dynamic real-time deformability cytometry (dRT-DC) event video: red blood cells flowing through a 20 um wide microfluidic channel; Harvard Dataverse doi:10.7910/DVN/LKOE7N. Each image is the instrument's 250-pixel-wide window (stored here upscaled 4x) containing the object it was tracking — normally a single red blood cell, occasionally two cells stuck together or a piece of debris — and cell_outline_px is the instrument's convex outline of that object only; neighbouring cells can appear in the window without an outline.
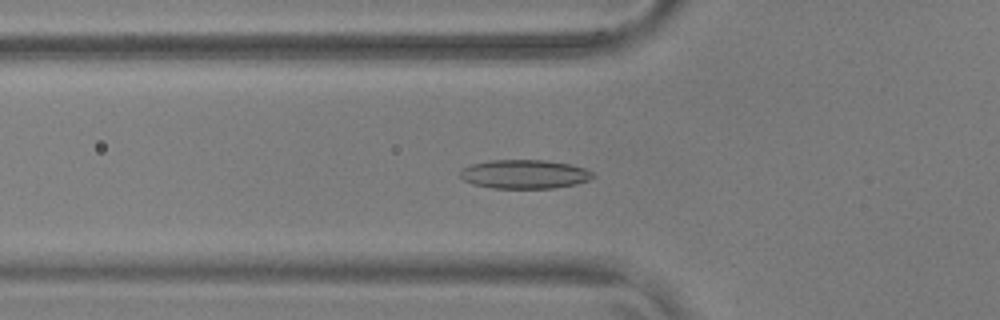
{"species": "common noctule bat (a hibernating species)", "species_latin": "Nyctalus noctula", "temperature_condition": "warm", "stored_images_in_passage": 56, "camera_frame_rate_fps": 3000, "um_per_image_px": 0.085, "animal": {"sex": "male", "body_mass_g": 17.9, "forearm_length_mm": 54.2}, "frame": {"image": 1, "passage_image": 20, "time_ms": 6.333, "image_size_px": [1000, 320], "cell_outline_px": [[596, 176], [588, 180], [576, 184], [552, 188], [492, 188], [472, 184], [464, 180], [460, 176], [460, 172], [464, 168], [472, 164], [488, 160], [544, 160], [568, 164], [584, 168], [596, 172]], "centroid_in_image_um": [44.6, 14.8], "position_along_channel_um": 81.2, "area_um2": 22.37}}
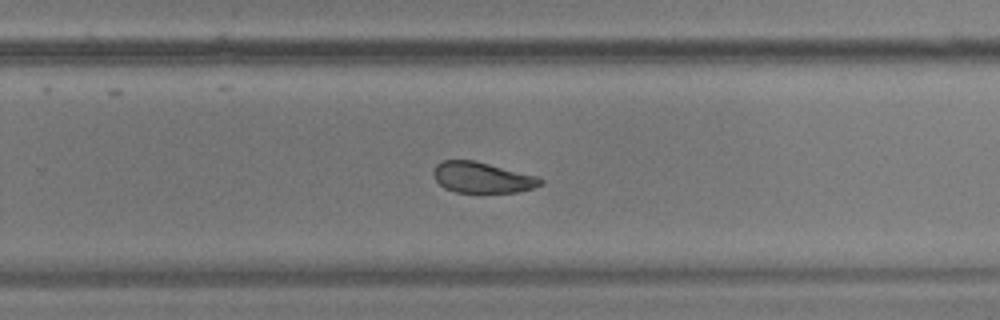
{"frame": {"image": 2, "passage_image": 37, "time_ms": 12.0, "image_size_px": [1000, 320], "cell_outline_px": [[544, 184], [532, 188], [516, 192], [456, 192], [444, 188], [432, 176], [432, 172], [436, 164], [444, 160], [472, 160], [536, 176], [544, 180]], "centroid_in_image_um": [40.95, 15.09], "position_along_channel_um": 288.9, "area_um2": 19.02}}
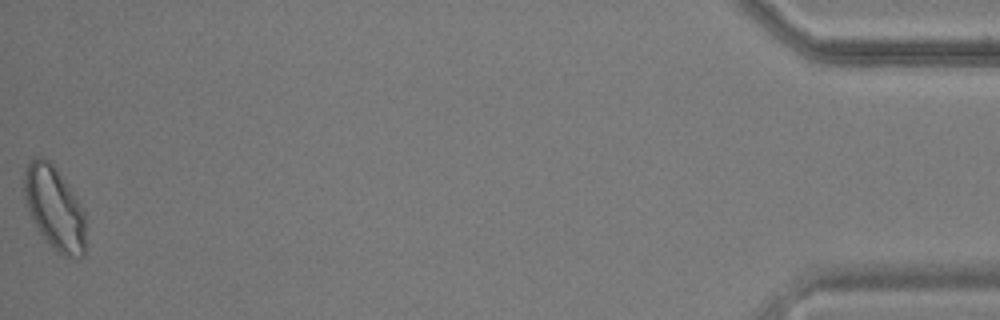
{"frame": {"image": 3, "passage_image": 56, "time_ms": 18.333, "image_size_px": [1000, 320], "cell_outline_px": [[84, 256], [76, 260], [64, 256], [56, 252], [48, 244], [40, 232], [28, 208], [24, 196], [24, 172], [28, 164], [36, 156], [40, 156], [48, 160], [56, 168], [76, 196], [84, 212]], "centroid_in_image_um": [4.64, 17.71], "position_along_channel_um": 430.6, "area_um2": 29.65}, "authors_computed_cell_mechanics": {"area_um2": 21.7617, "velocity_mm_per_s": 3.6558, "shape_relaxation_time_tau1_ms": 5.8941, "shape_relaxation_time_tau2_ms": 3.1607, "deformation_change_tau1": 0.1277, "deformation_change_tau2": 0.0854}}